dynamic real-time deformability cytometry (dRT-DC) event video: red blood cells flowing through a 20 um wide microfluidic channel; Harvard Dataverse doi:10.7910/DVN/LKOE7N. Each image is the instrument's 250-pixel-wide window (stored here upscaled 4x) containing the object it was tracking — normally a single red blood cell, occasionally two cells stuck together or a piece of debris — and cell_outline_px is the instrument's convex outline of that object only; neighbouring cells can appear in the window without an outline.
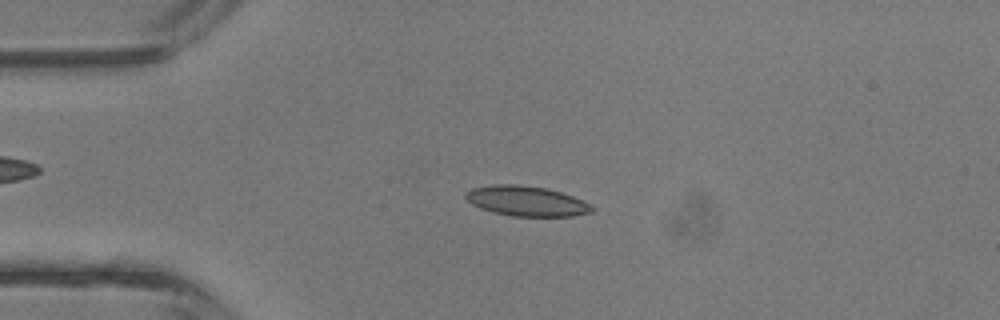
{"species": "common noctule bat (a hibernating species)", "species_latin": "Nyctalus noctula", "temperature_condition": "room temperature", "stored_images_in_passage": 43, "camera_frame_rate_fps": 3000, "um_per_image_px": 0.085, "animal": {"sex": "male", "body_mass_g": 13.3}, "frame": {"image": 1, "passage_image": 10, "time_ms": 3.0, "image_size_px": [1000, 320], "cell_outline_px": [[592, 212], [572, 216], [512, 216], [492, 212], [480, 208], [472, 204], [464, 196], [472, 188], [492, 184], [516, 184], [544, 188], [560, 192], [572, 196], [592, 204]], "centroid_in_image_um": [44.73, 17.09], "position_along_channel_um": 40.3, "area_um2": 21.96}}
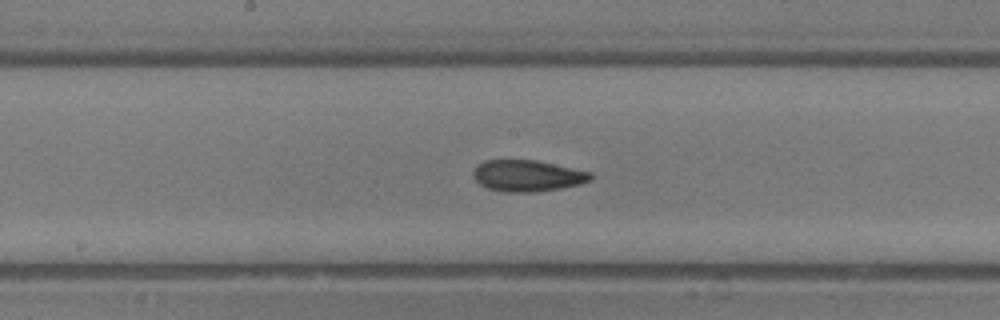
{"frame": {"image": 2, "passage_image": 22, "time_ms": 7.0, "image_size_px": [1000, 320], "cell_outline_px": [[592, 180], [580, 184], [560, 188], [532, 192], [508, 192], [488, 188], [480, 184], [472, 176], [472, 172], [476, 164], [484, 160], [536, 160], [592, 172]], "centroid_in_image_um": [44.81, 14.93], "position_along_channel_um": 203.4, "area_um2": 21.5}}
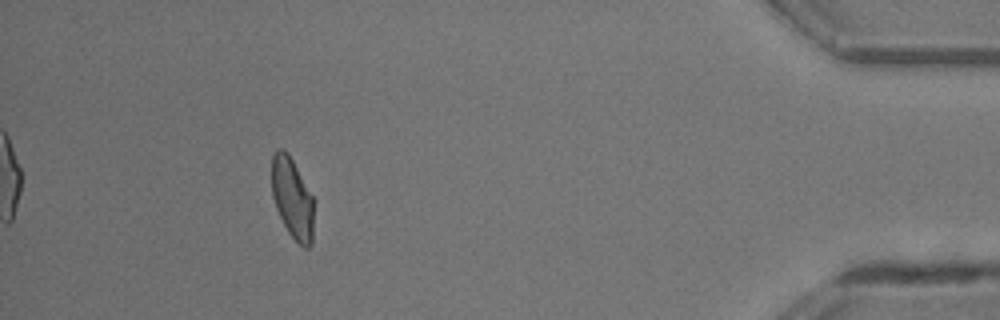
{"frame": {"image": 3, "passage_image": 39, "time_ms": 12.667, "image_size_px": [1000, 320], "cell_outline_px": [[312, 244], [308, 248], [304, 248], [288, 232], [276, 208], [272, 196], [272, 156], [276, 148], [284, 148], [288, 152], [312, 196]], "centroid_in_image_um": [24.82, 16.81], "position_along_channel_um": 410.4, "area_um2": 19.48}, "authors_computed_cell_mechanics": {"area_um2": 21.2704, "velocity_mm_per_s": 4.7423, "shape_relaxation_time_tau1_ms": 4.7665, "shape_relaxation_time_tau2_ms": 2.4167, "deformation_change_tau1": 0.1374, "deformation_change_tau2": 0.0845}}